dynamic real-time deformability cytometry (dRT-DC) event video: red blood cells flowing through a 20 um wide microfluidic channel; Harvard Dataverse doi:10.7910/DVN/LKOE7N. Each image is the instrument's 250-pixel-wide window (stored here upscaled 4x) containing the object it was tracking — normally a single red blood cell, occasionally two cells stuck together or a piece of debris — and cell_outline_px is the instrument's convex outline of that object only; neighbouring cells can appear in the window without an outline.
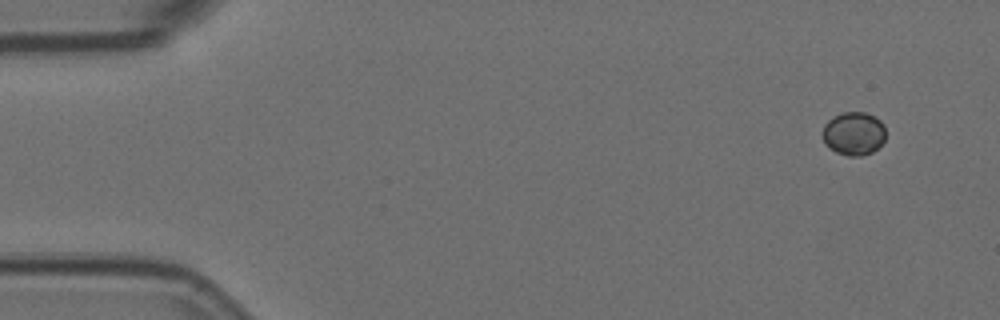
{"species": "Egyptian fruit bat (a non-hibernating species)", "species_latin": "Rousettus aegyptiacus", "temperature_condition": "room temperature", "stored_images_in_passage": 14, "camera_frame_rate_fps": 3000, "um_per_image_px": 0.085, "animal": {"sex": "female"}, "frame": {"image": 1, "passage_image": 1, "time_ms": 0.0, "image_size_px": [1000, 320], "cell_outline_px": [[884, 140], [872, 152], [860, 156], [848, 156], [836, 152], [824, 144], [824, 124], [832, 116], [844, 112], [864, 112], [876, 116], [884, 124]], "centroid_in_image_um": [72.57, 11.34], "position_along_channel_um": 12.4, "area_um2": 15.9}}
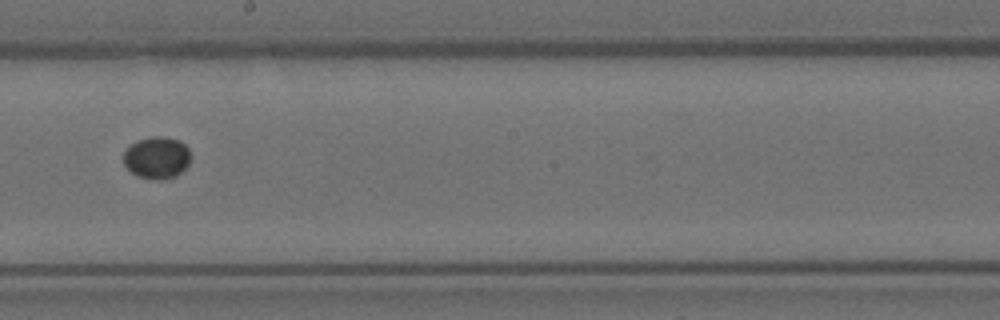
{"frame": {"image": 2, "passage_image": 8, "time_ms": 2.333, "image_size_px": [1000, 320], "cell_outline_px": [[192, 156], [188, 164], [176, 176], [164, 180], [152, 180], [136, 176], [124, 164], [124, 152], [132, 144], [140, 140], [152, 136], [164, 136], [180, 140], [188, 148]], "centroid_in_image_um": [13.36, 13.41], "position_along_channel_um": 234.8, "area_um2": 16.53}}
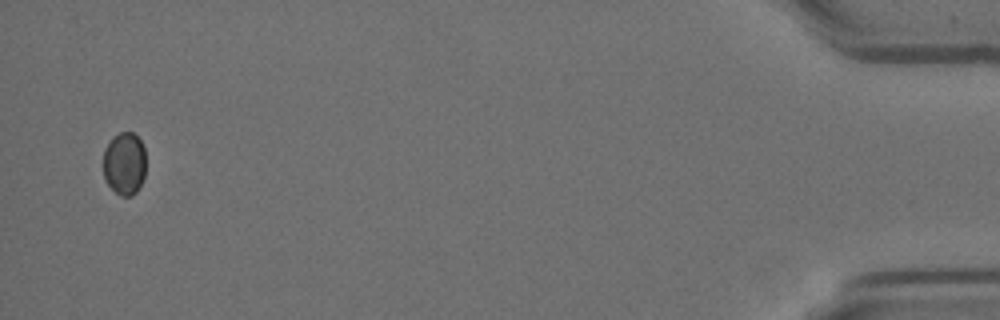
{"frame": {"image": 3, "passage_image": 14, "time_ms": 4.333, "image_size_px": [1000, 320], "cell_outline_px": [[144, 176], [136, 192], [132, 196], [120, 196], [104, 180], [104, 148], [120, 132], [132, 132], [140, 140], [144, 148]], "centroid_in_image_um": [10.57, 13.92], "position_along_channel_um": 424.6, "area_um2": 15.32}}